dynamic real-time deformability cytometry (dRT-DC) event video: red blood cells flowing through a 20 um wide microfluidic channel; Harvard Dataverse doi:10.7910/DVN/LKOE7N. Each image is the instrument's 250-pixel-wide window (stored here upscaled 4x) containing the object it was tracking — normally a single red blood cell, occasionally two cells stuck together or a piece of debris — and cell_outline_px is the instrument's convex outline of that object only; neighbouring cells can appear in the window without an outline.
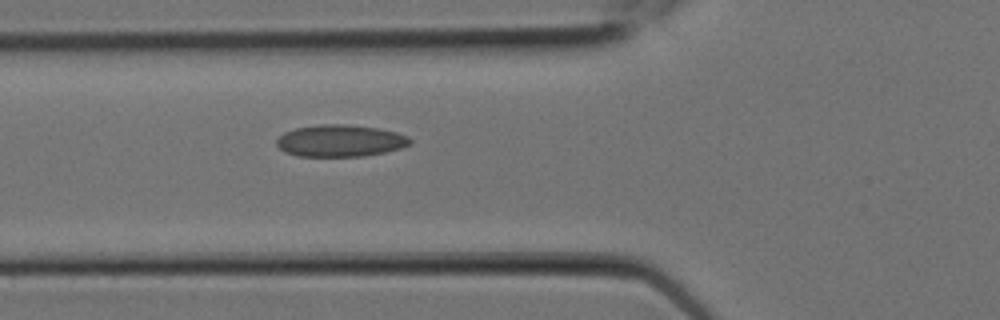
{"species": "Egyptian fruit bat (a non-hibernating species)", "species_latin": "Rousettus aegyptiacus", "temperature_condition": "room temperature", "stored_images_in_passage": 2, "camera_frame_rate_fps": 3000, "um_per_image_px": 0.085, "animal": {"sex": "female"}, "frame": {"image": 1, "passage_image": 2, "time_ms": 0.333, "image_size_px": [1000, 320], "cell_outline_px": [[412, 140], [408, 144], [400, 148], [384, 152], [364, 156], [296, 156], [284, 152], [276, 144], [276, 140], [284, 132], [296, 128], [324, 124], [344, 124], [376, 128], [396, 132], [408, 136]], "centroid_in_image_um": [28.89, 11.97], "position_along_channel_um": 96.9, "area_um2": 24.62}}